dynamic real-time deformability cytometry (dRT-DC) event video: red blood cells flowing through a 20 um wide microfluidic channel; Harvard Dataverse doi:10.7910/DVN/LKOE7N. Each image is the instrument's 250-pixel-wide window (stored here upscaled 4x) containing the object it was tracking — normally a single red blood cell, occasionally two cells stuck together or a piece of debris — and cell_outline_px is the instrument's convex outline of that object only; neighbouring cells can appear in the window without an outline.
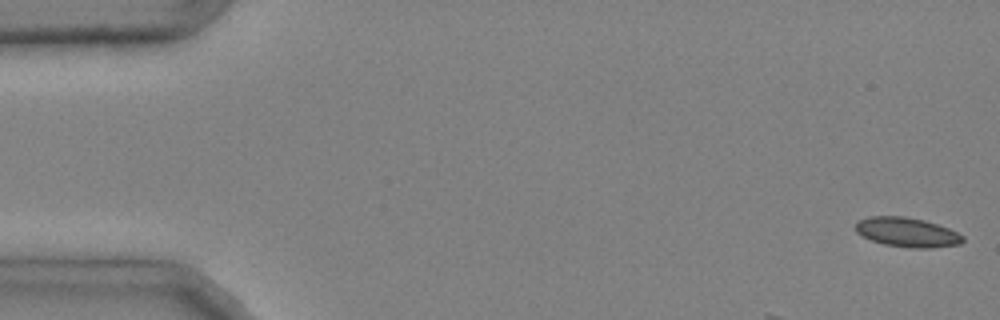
{"species": "common noctule bat (a hibernating species)", "species_latin": "Nyctalus noctula", "temperature_condition": "cold", "stored_images_in_passage": 15, "camera_frame_rate_fps": 3000, "um_per_image_px": 0.085, "animal": {"sex": "male", "body_mass_g": 20.4}, "frame": {"image": 1, "passage_image": 1, "time_ms": 0.0, "image_size_px": [1000, 320], "cell_outline_px": [[964, 240], [960, 244], [932, 248], [912, 248], [884, 244], [872, 240], [856, 232], [856, 224], [860, 220], [868, 216], [904, 216], [924, 220], [948, 228], [964, 236]], "centroid_in_image_um": [77.12, 19.74], "position_along_channel_um": 7.9, "area_um2": 18.26}}